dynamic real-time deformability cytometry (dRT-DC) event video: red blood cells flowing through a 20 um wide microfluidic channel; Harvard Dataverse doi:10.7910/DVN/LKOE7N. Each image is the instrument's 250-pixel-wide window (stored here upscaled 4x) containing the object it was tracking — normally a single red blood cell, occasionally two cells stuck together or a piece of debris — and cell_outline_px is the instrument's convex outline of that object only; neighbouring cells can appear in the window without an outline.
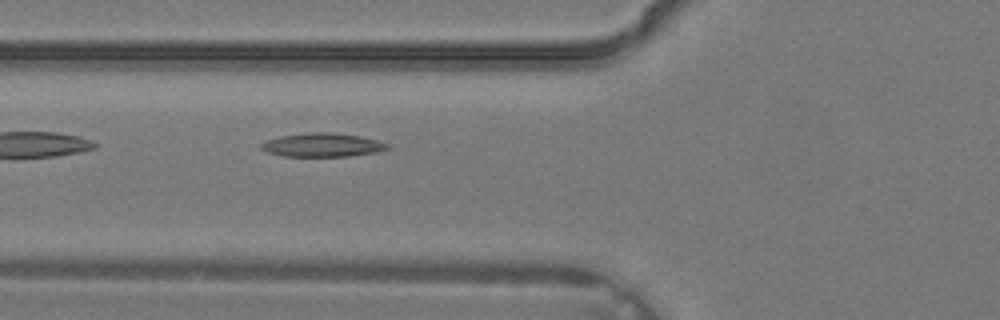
{"species": "common noctule bat (a hibernating species)", "species_latin": "Nyctalus noctula", "temperature_condition": "warm", "stored_images_in_passage": 3, "camera_frame_rate_fps": 3000, "um_per_image_px": 0.085, "animal": {"sex": "male", "body_mass_g": 19.2, "forearm_length_mm": 51.8}, "frame": {"image": 1, "passage_image": 3, "time_ms": 0.667, "image_size_px": [1000, 320], "cell_outline_px": [[388, 148], [380, 152], [348, 156], [284, 156], [268, 152], [260, 148], [260, 144], [268, 140], [280, 136], [308, 132], [328, 132], [360, 136], [376, 140], [388, 144]], "centroid_in_image_um": [27.4, 12.32], "position_along_channel_um": 98.4, "area_um2": 17.28}}